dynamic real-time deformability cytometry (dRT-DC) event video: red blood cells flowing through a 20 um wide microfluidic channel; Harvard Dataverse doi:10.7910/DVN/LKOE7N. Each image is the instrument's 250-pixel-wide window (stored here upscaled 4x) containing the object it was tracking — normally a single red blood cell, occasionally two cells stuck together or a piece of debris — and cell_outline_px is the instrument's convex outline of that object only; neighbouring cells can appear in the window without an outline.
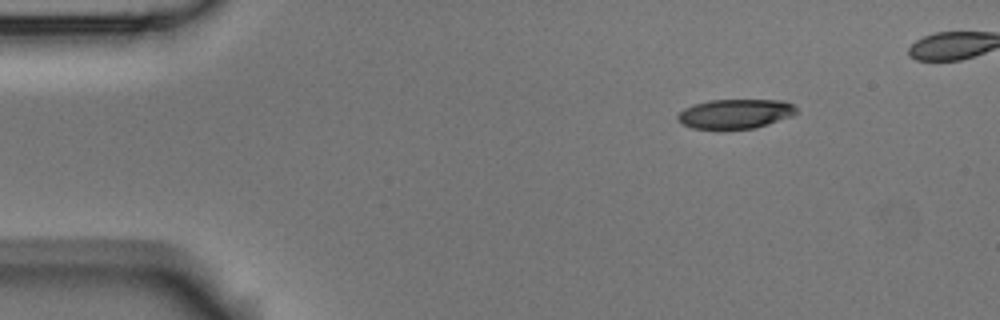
{"species": "Egyptian fruit bat (a non-hibernating species)", "species_latin": "Rousettus aegyptiacus", "temperature_condition": "room temperature", "stored_images_in_passage": 6, "camera_frame_rate_fps": 3000, "um_per_image_px": 0.085, "animal": {"sex": "male"}, "frame": {"image": 1, "passage_image": 1, "time_ms": 0.0, "image_size_px": [1000, 320], "cell_outline_px": [[796, 112], [792, 116], [756, 128], [692, 128], [680, 124], [676, 116], [684, 108], [692, 104], [708, 100], [784, 100], [792, 104], [796, 108]], "centroid_in_image_um": [62.47, 9.66], "position_along_channel_um": 22.5, "area_um2": 20.35}}
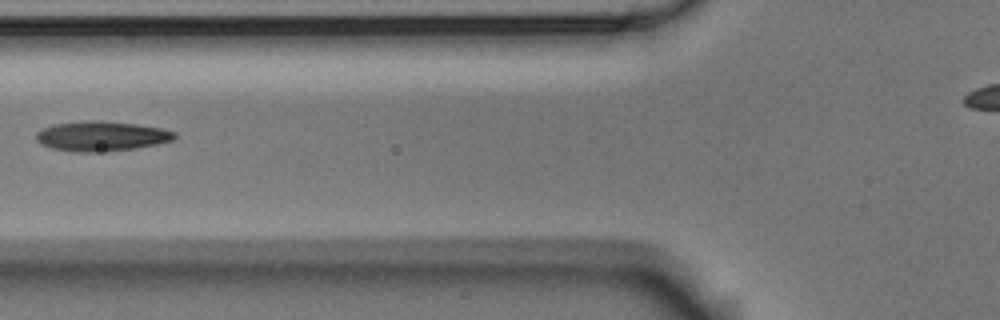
{"frame": {"image": 2, "passage_image": 5, "time_ms": 4.667, "image_size_px": [1000, 320], "cell_outline_px": [[176, 136], [172, 140], [156, 144], [136, 148], [96, 152], [76, 152], [52, 148], [40, 144], [36, 140], [36, 132], [52, 124], [84, 120], [92, 120], [136, 124], [160, 128], [176, 132]], "centroid_in_image_um": [8.58, 11.57], "position_along_channel_um": 117.2, "area_um2": 23.99}}
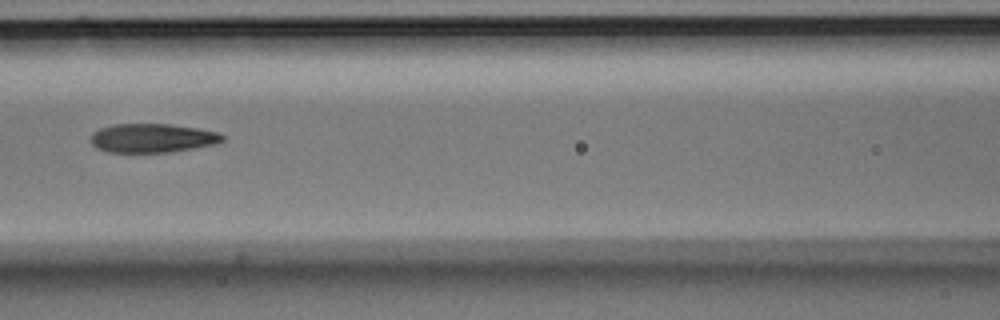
{"frame": {"image": 3, "passage_image": 6, "time_ms": 5.667, "image_size_px": [1000, 320], "cell_outline_px": [[224, 140], [216, 144], [196, 148], [172, 152], [108, 152], [96, 148], [92, 144], [92, 132], [100, 128], [116, 124], [168, 124], [200, 128], [220, 132], [224, 136]], "centroid_in_image_um": [13.0, 11.74], "position_along_channel_um": 153.6, "area_um2": 22.37}}